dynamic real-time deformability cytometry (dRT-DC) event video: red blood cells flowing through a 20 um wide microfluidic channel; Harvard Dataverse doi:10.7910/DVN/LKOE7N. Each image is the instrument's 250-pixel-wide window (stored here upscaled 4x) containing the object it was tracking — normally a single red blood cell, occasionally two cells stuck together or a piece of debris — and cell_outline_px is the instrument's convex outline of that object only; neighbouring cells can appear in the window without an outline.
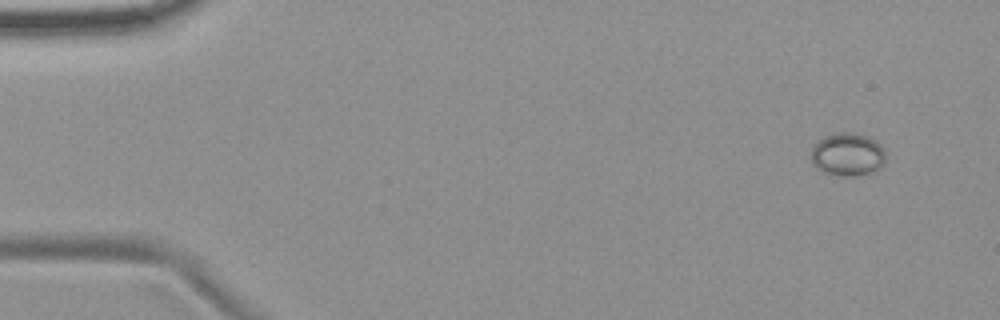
{"species": "common noctule bat (a hibernating species)", "species_latin": "Nyctalus noctula", "temperature_condition": "room temperature", "stored_images_in_passage": 3, "camera_frame_rate_fps": 3000, "um_per_image_px": 0.085, "animal": {"sex": "female", "body_mass_g": 19.9}, "frame": {"image": 1, "passage_image": 3, "time_ms": 2.333, "image_size_px": [1000, 320], "cell_outline_px": [[884, 160], [880, 168], [856, 176], [844, 176], [824, 172], [816, 168], [812, 164], [812, 144], [816, 140], [824, 136], [836, 132], [856, 132], [868, 136], [876, 140], [884, 148]], "centroid_in_image_um": [72.02, 13.09], "position_along_channel_um": 13.0, "area_um2": 18.9}}